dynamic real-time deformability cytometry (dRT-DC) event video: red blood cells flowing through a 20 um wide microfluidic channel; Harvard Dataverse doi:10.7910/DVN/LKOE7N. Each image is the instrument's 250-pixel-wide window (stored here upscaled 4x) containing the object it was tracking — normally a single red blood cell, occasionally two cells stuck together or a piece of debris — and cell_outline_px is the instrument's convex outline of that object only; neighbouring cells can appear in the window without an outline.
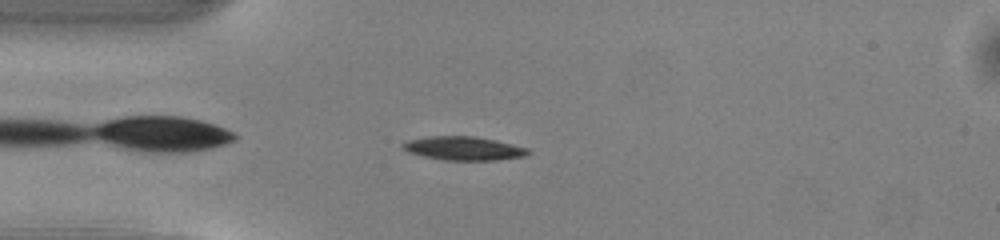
{"species": "common noctule bat (a hibernating species)", "species_latin": "Nyctalus noctula", "temperature_condition": "warm", "stored_images_in_passage": 41, "camera_frame_rate_fps": 3000, "um_per_image_px": 0.085, "animal": {"sex": "male", "body_mass_g": 13.0, "forearm_length_mm": 53.1}, "frame": {"image": 1, "passage_image": 3, "time_ms": 0.667, "image_size_px": [1000, 240], "cell_outline_px": [[532, 152], [528, 156], [496, 160], [444, 160], [424, 156], [408, 152], [400, 144], [408, 140], [428, 136], [476, 136], [496, 140], [528, 148]], "centroid_in_image_um": [39.45, 12.61], "position_along_channel_um": 45.5, "area_um2": 17.4}}
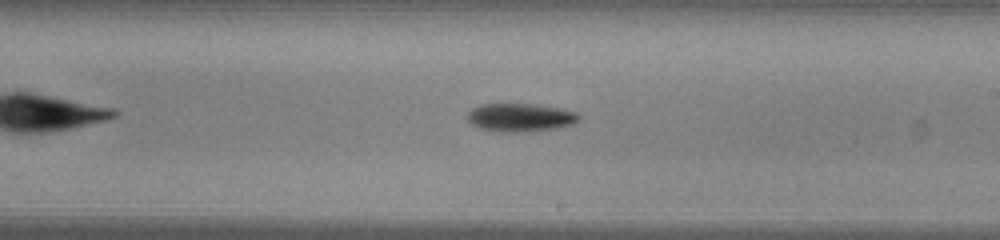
{"frame": {"image": 2, "passage_image": 19, "time_ms": 6.0, "image_size_px": [1000, 240], "cell_outline_px": [[580, 116], [572, 124], [552, 128], [528, 132], [504, 132], [480, 128], [472, 124], [468, 120], [468, 112], [472, 108], [484, 104], [532, 104], [556, 108], [576, 112]], "centroid_in_image_um": [44.18, 9.99], "position_along_channel_um": 244.8, "area_um2": 17.92}}
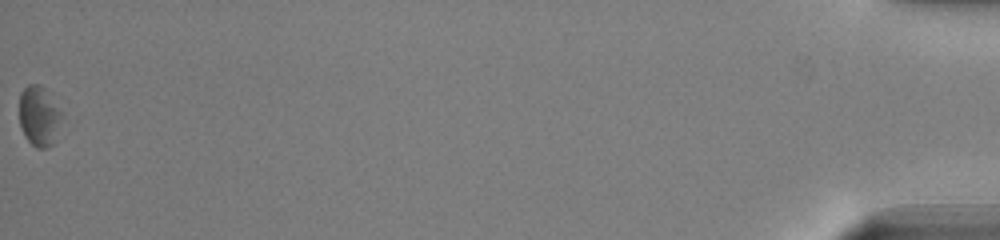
{"frame": {"image": 3, "passage_image": 41, "time_ms": 13.333, "image_size_px": [1000, 240], "cell_outline_px": [[68, 116], [52, 144], [48, 148], [36, 148], [24, 136], [20, 128], [20, 92], [28, 84], [36, 84], [44, 88]], "centroid_in_image_um": [3.41, 9.89], "position_along_channel_um": 431.8, "area_um2": 15.61}, "authors_computed_cell_mechanics": {"area_um2": 17.34, "velocity_mm_per_s": 4.0159, "shape_relaxation_time_tau1_ms": 1.4946, "shape_relaxation_time_tau2_ms": null, "deformation_change_tau1": 0.1031, "deformation_change_tau2": null}}